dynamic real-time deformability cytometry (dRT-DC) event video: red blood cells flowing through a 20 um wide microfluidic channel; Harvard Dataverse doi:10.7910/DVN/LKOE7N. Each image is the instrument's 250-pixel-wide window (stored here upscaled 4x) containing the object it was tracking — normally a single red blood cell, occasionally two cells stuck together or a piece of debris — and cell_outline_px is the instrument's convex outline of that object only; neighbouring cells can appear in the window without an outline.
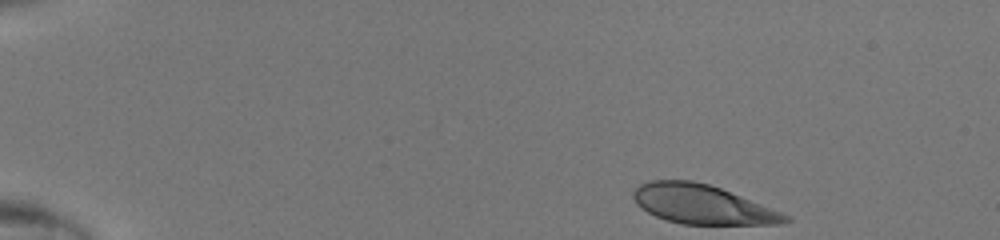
{"species": "human", "species_latin": "Homo sapiens", "temperature_condition": "room temperature", "stored_images_in_passage": 41, "camera_frame_rate_fps": 3000, "um_per_image_px": 0.085, "donor": {"sex": "male"}, "frame": {"image": 1, "passage_image": 1, "time_ms": 0.0, "image_size_px": [1000, 240], "cell_outline_px": [[792, 220], [780, 224], [684, 224], [668, 220], [656, 216], [648, 212], [636, 204], [632, 196], [636, 188], [640, 184], [652, 180], [692, 180], [708, 184], [720, 188], [792, 216]], "centroid_in_image_um": [59.71, 17.37], "position_along_channel_um": 25.3, "area_um2": 34.39}}
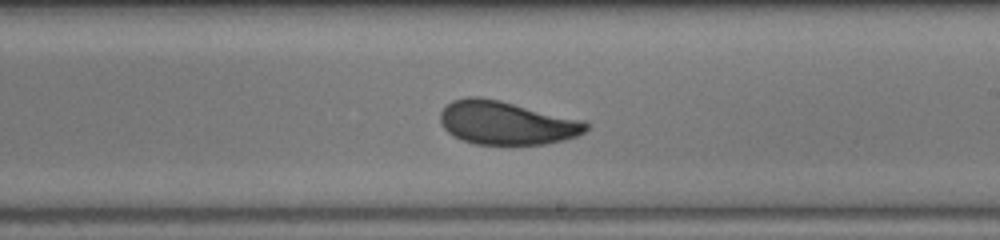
{"frame": {"image": 2, "passage_image": 24, "time_ms": 7.667, "image_size_px": [1000, 240], "cell_outline_px": [[588, 128], [584, 132], [576, 136], [564, 140], [544, 144], [476, 144], [464, 140], [448, 132], [444, 128], [440, 120], [440, 112], [452, 100], [464, 96], [480, 96], [500, 100], [584, 120], [588, 124]], "centroid_in_image_um": [43.05, 10.42], "position_along_channel_um": 246.0, "area_um2": 36.88}}
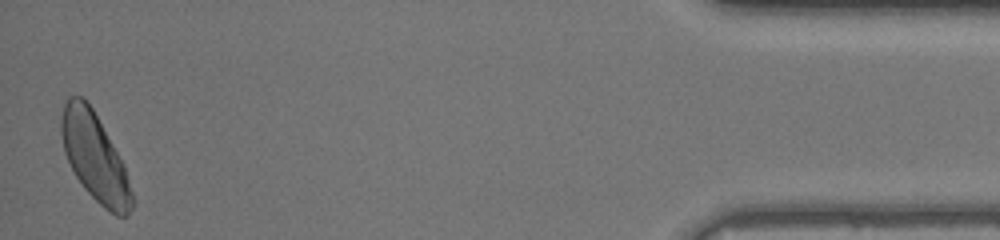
{"frame": {"image": 3, "passage_image": 41, "time_ms": 13.333, "image_size_px": [1000, 240], "cell_outline_px": [[136, 200], [128, 216], [116, 216], [104, 208], [84, 188], [76, 176], [64, 152], [60, 132], [60, 120], [64, 104], [68, 96], [80, 96], [92, 108], [124, 164]], "centroid_in_image_um": [8.08, 13.41], "position_along_channel_um": 427.1, "area_um2": 36.07}}